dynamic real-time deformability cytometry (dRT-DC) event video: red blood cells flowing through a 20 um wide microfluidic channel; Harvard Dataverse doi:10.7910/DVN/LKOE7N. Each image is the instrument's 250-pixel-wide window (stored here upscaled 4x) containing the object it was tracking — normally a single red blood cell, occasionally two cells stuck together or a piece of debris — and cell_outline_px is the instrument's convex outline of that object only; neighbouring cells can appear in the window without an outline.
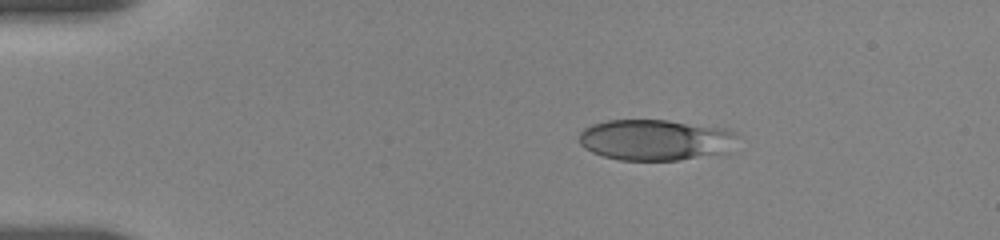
{"species": "human", "species_latin": "Homo sapiens", "temperature_condition": "room temperature", "stored_images_in_passage": 24, "camera_frame_rate_fps": 3000, "um_per_image_px": 0.085, "donor": {"sex": "female"}, "frame": {"image": 1, "passage_image": 1, "time_ms": 0.0, "image_size_px": [1000, 240], "cell_outline_px": [[740, 136], [728, 152], [680, 160], [620, 160], [604, 156], [592, 152], [584, 148], [580, 144], [580, 132], [584, 128], [592, 124], [608, 120], [668, 120], [724, 128], [736, 132]], "centroid_in_image_um": [55.74, 11.89], "position_along_channel_um": 29.3, "area_um2": 37.97}}
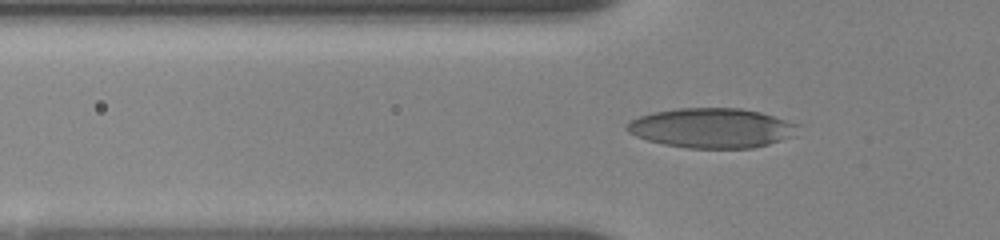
{"frame": {"image": 2, "passage_image": 16, "time_ms": 2.667, "image_size_px": [1000, 240], "cell_outline_px": [[804, 124], [796, 136], [768, 144], [752, 148], [688, 148], [664, 144], [648, 140], [636, 136], [628, 132], [624, 128], [632, 120], [640, 116], [652, 112], [680, 108], [740, 108], [760, 112]], "centroid_in_image_um": [60.6, 10.88], "position_along_channel_um": 65.2, "area_um2": 40.0}}
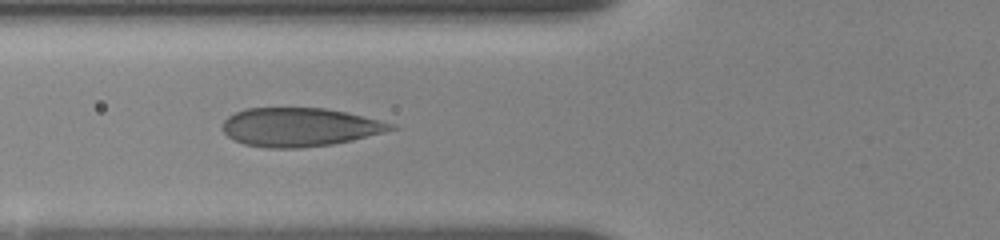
{"frame": {"image": 3, "passage_image": 23, "time_ms": 3.667, "image_size_px": [1000, 240], "cell_outline_px": [[400, 128], [352, 140], [332, 144], [300, 148], [268, 148], [244, 144], [228, 136], [220, 128], [224, 120], [228, 116], [244, 108], [324, 108], [344, 112], [380, 120], [396, 124]], "centroid_in_image_um": [25.46, 10.8], "position_along_channel_um": 100.3, "area_um2": 37.92}}